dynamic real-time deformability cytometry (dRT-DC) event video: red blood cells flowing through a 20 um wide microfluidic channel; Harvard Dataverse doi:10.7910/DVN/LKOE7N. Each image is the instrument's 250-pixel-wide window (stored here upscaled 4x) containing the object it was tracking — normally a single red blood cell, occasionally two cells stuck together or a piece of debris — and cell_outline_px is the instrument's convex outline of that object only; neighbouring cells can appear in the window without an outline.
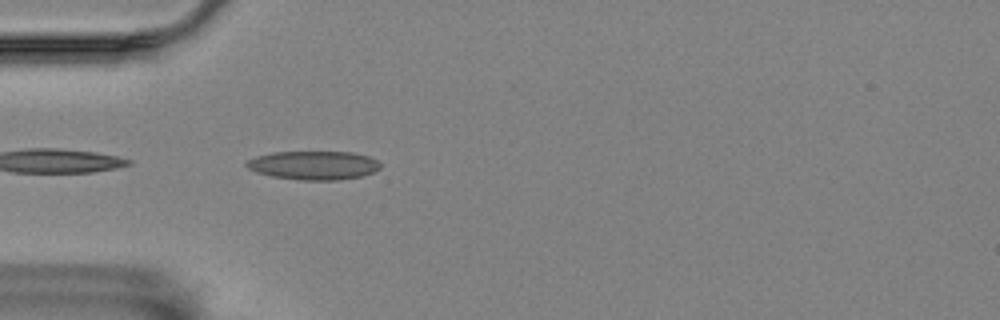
{"species": "Egyptian fruit bat (a non-hibernating species)", "species_latin": "Rousettus aegyptiacus", "temperature_condition": "room temperature", "stored_images_in_passage": 25, "camera_frame_rate_fps": 3000, "um_per_image_px": 0.085, "animal": {"sex": "female"}, "frame": {"image": 1, "passage_image": 1, "time_ms": 0.0, "image_size_px": [1000, 320], "cell_outline_px": [[380, 168], [372, 172], [360, 176], [336, 180], [300, 180], [272, 176], [256, 172], [248, 168], [244, 164], [248, 160], [256, 156], [272, 152], [352, 152], [368, 156], [376, 160], [380, 164]], "centroid_in_image_um": [26.63, 14.04], "position_along_channel_um": 58.4, "area_um2": 22.25}}
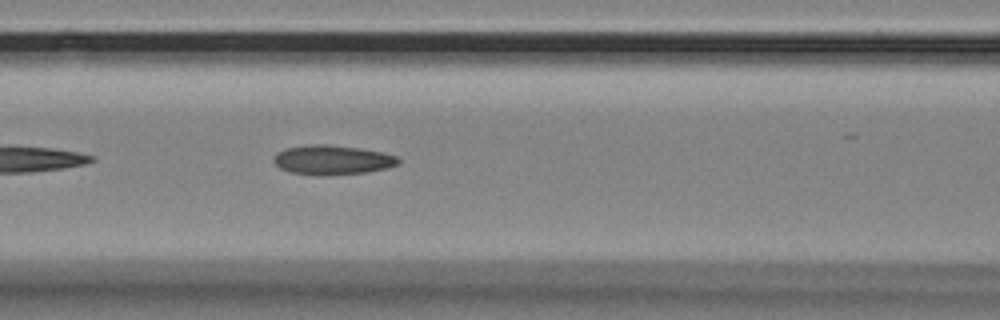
{"frame": {"image": 2, "passage_image": 8, "time_ms": 2.333, "image_size_px": [1000, 320], "cell_outline_px": [[400, 164], [388, 168], [368, 172], [324, 176], [316, 176], [292, 172], [280, 168], [272, 160], [280, 152], [288, 148], [312, 144], [324, 144], [360, 148], [380, 152], [396, 156], [400, 160]], "centroid_in_image_um": [28.29, 13.61], "position_along_channel_um": 138.3, "area_um2": 21.33}}